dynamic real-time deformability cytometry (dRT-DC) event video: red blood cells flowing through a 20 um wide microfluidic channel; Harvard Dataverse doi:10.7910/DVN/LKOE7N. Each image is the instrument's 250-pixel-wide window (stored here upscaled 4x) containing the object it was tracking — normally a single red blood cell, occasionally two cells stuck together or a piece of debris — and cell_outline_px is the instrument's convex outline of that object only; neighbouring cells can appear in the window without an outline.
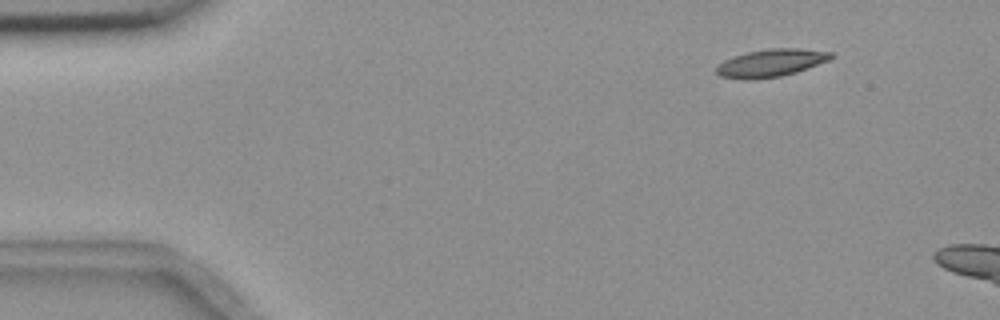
{"species": "common noctule bat (a hibernating species)", "species_latin": "Nyctalus noctula", "temperature_condition": "room temperature", "stored_images_in_passage": 4, "camera_frame_rate_fps": 3000, "um_per_image_px": 0.085, "animal": {"sex": "female", "body_mass_g": 18.4}, "frame": {"image": 1, "passage_image": 2, "time_ms": 1.0, "image_size_px": [1000, 320], "cell_outline_px": [[836, 56], [828, 60], [808, 68], [796, 72], [780, 76], [752, 80], [744, 80], [720, 76], [716, 72], [716, 68], [724, 60], [748, 52], [768, 48], [800, 48], [832, 52]], "centroid_in_image_um": [65.55, 5.35], "position_along_channel_um": 19.4, "area_um2": 18.44}}